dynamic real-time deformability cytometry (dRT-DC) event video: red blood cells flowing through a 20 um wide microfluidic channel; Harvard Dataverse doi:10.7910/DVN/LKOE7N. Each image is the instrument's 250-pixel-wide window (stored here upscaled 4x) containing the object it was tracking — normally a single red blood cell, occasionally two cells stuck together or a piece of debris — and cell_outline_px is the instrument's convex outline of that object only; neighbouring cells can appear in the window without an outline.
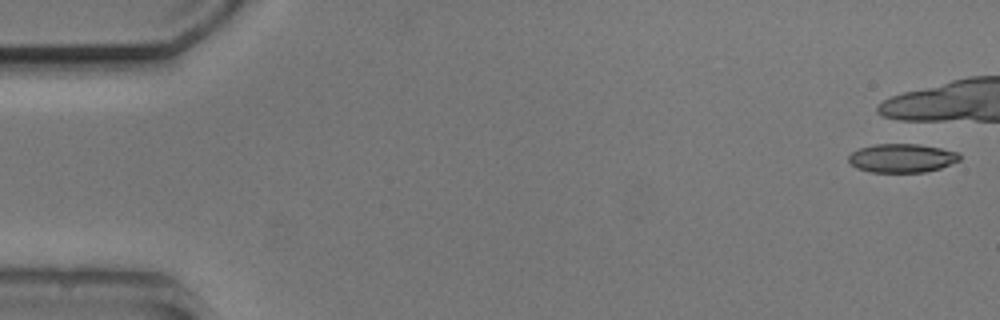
{"species": "common noctule bat (a hibernating species)", "species_latin": "Nyctalus noctula", "temperature_condition": "cold", "stored_images_in_passage": 7, "camera_frame_rate_fps": 3000, "um_per_image_px": 0.085, "animal": {"sex": "male", "body_mass_g": 20.5, "forearm_length_mm": 52.5}, "frame": {"image": 1, "passage_image": 1, "time_ms": 0.0, "image_size_px": [1000, 320], "cell_outline_px": [[960, 160], [940, 168], [924, 172], [872, 172], [856, 168], [848, 160], [848, 156], [852, 152], [860, 148], [876, 144], [920, 144], [960, 152]], "centroid_in_image_um": [76.68, 13.43], "position_along_channel_um": 8.3, "area_um2": 18.55}}